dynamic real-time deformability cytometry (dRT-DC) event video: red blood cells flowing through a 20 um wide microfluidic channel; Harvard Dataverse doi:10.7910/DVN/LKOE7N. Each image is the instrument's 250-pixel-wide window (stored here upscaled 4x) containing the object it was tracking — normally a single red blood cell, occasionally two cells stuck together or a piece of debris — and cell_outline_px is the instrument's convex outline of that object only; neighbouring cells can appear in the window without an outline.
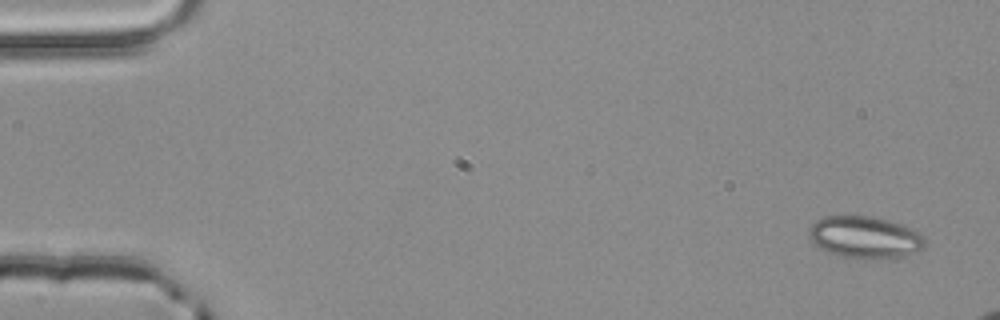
{"species": "common noctule bat (a hibernating species)", "species_latin": "Nyctalus noctula", "temperature_condition": "room temperature", "stored_images_in_passage": 3, "camera_frame_rate_fps": 3000, "um_per_image_px": 0.085, "animal": {"sex": "male", "body_mass_g": 20.4}, "frame": {"image": 1, "passage_image": 1, "time_ms": 0.0, "image_size_px": [1000, 320], "cell_outline_px": [[924, 248], [920, 252], [904, 256], [864, 260], [856, 260], [836, 256], [820, 248], [808, 236], [808, 228], [816, 220], [824, 216], [872, 216], [904, 224], [924, 236]], "centroid_in_image_um": [73.52, 20.19], "position_along_channel_um": 11.5, "area_um2": 29.02}}